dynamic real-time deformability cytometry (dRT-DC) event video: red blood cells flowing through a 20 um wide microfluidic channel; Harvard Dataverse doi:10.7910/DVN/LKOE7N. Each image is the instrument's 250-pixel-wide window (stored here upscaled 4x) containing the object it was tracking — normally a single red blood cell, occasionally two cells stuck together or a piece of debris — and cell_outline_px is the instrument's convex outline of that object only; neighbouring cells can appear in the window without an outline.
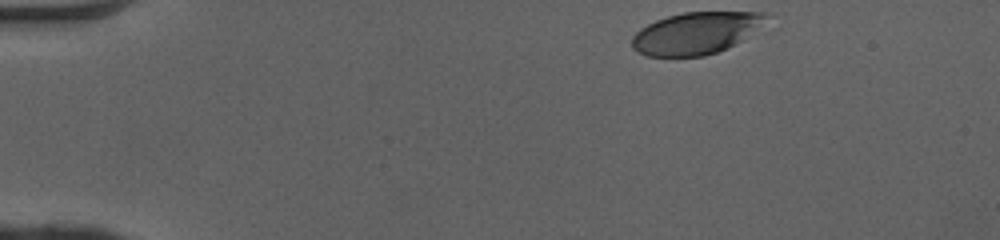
{"species": "human", "species_latin": "Homo sapiens", "temperature_condition": "cold", "stored_images_in_passage": 37, "camera_frame_rate_fps": 3000, "um_per_image_px": 0.085, "donor": {"sex": "female"}, "frame": {"image": 1, "passage_image": 1, "time_ms": 0.0, "image_size_px": [1000, 240], "cell_outline_px": [[772, 12], [768, 20], [740, 40], [716, 52], [704, 56], [644, 56], [636, 52], [632, 48], [632, 36], [640, 28], [656, 20], [668, 16], [684, 12]], "centroid_in_image_um": [59.11, 2.8], "position_along_channel_um": 25.9, "area_um2": 32.6}}
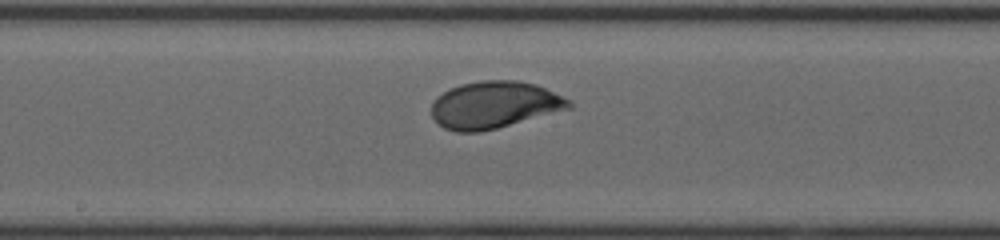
{"frame": {"image": 2, "passage_image": 21, "time_ms": 6.667, "image_size_px": [1000, 240], "cell_outline_px": [[572, 108], [496, 128], [480, 132], [456, 132], [444, 128], [432, 116], [432, 100], [436, 96], [460, 84], [484, 80], [516, 80], [536, 84], [568, 100], [572, 104]], "centroid_in_image_um": [41.98, 8.91], "position_along_channel_um": 206.2, "area_um2": 37.34}}
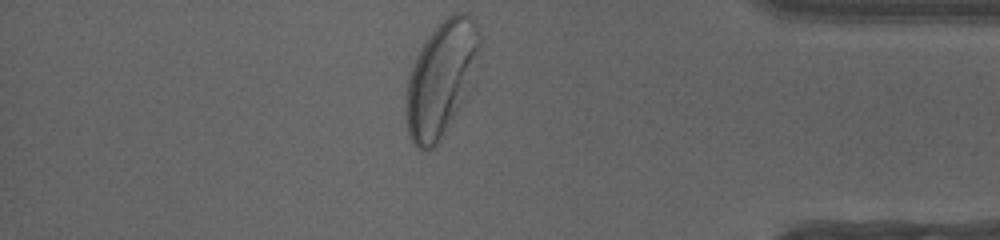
{"frame": {"image": 3, "passage_image": 37, "time_ms": 12.0, "image_size_px": [1000, 240], "cell_outline_px": [[480, 48], [464, 100], [440, 140], [428, 152], [424, 152], [416, 148], [412, 144], [408, 132], [404, 108], [404, 104], [408, 76], [412, 64], [416, 56], [428, 36], [452, 12], [468, 12], [472, 16], [480, 28]], "centroid_in_image_um": [37.46, 6.7], "position_along_channel_um": 397.7, "area_um2": 49.19}, "authors_computed_cell_mechanics": {"area_um2": 37.1654, "velocity_mm_per_s": 4.0669, "shape_relaxation_time_tau1_ms": 2.0413, "shape_relaxation_time_tau2_ms": null, "deformation_change_tau1": 0.1474, "deformation_change_tau2": null}}